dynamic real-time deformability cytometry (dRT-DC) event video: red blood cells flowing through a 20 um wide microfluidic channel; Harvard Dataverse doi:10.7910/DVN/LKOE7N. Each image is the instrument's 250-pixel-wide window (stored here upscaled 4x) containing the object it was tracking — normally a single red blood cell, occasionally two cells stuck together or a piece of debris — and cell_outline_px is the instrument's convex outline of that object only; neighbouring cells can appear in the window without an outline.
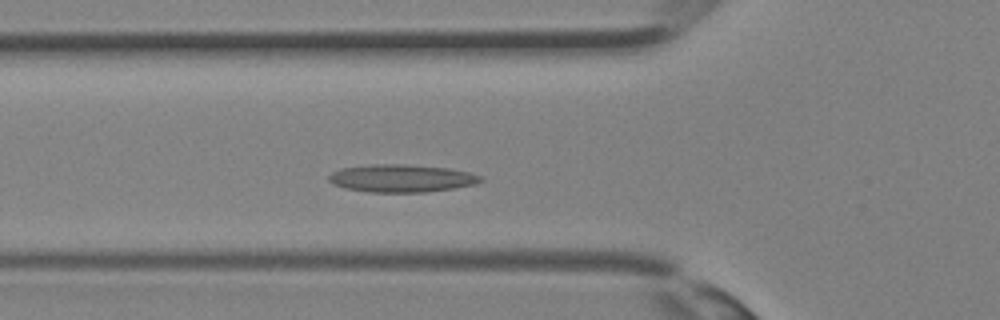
{"species": "Egyptian fruit bat (a non-hibernating species)", "species_latin": "Rousettus aegyptiacus", "temperature_condition": "room temperature", "stored_images_in_passage": 33, "segment_of_instrument_passage": [1, 2], "camera_frame_rate_fps": 3000, "um_per_image_px": 0.085, "animal": {"sex": "female"}, "frame": {"image": 1, "passage_image": 9, "time_ms": 2.667, "image_size_px": [1000, 320], "cell_outline_px": [[484, 180], [476, 184], [428, 192], [368, 192], [344, 188], [332, 184], [328, 180], [328, 176], [332, 172], [340, 168], [372, 164], [404, 164], [448, 168], [472, 172], [484, 176]], "centroid_in_image_um": [34.14, 15.15], "position_along_channel_um": 91.7, "area_um2": 24.8}}
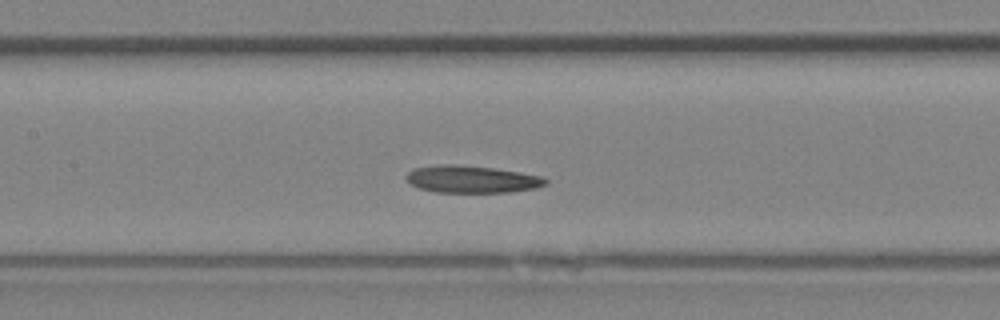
{"frame": {"image": 2, "passage_image": 13, "time_ms": 4.0, "image_size_px": [1000, 320], "cell_outline_px": [[548, 184], [536, 188], [508, 192], [436, 192], [420, 188], [408, 184], [404, 176], [412, 168], [440, 164], [456, 164], [492, 168], [520, 172], [544, 176], [548, 180]], "centroid_in_image_um": [40.08, 15.23], "position_along_channel_um": 167.3, "area_um2": 22.37}}
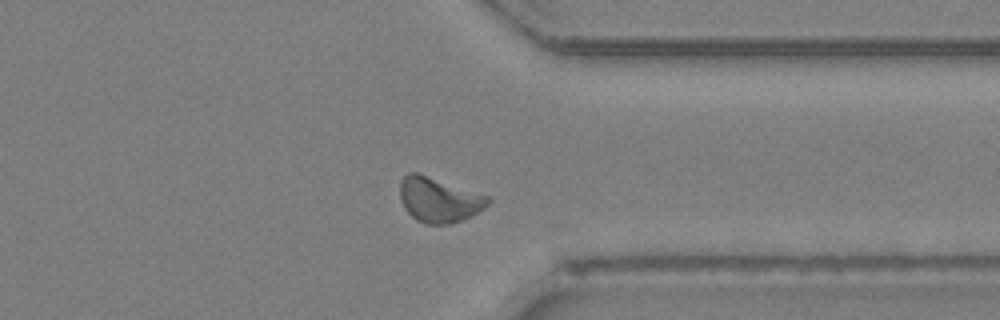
{"frame": {"image": 3, "passage_image": 24, "time_ms": 7.667, "image_size_px": [1000, 320], "cell_outline_px": [[492, 200], [484, 208], [472, 216], [452, 224], [428, 224], [416, 220], [404, 208], [400, 196], [400, 180], [408, 172], [420, 172], [492, 196]], "centroid_in_image_um": [37.35, 16.95], "position_along_channel_um": 374.1, "area_um2": 23.64}}